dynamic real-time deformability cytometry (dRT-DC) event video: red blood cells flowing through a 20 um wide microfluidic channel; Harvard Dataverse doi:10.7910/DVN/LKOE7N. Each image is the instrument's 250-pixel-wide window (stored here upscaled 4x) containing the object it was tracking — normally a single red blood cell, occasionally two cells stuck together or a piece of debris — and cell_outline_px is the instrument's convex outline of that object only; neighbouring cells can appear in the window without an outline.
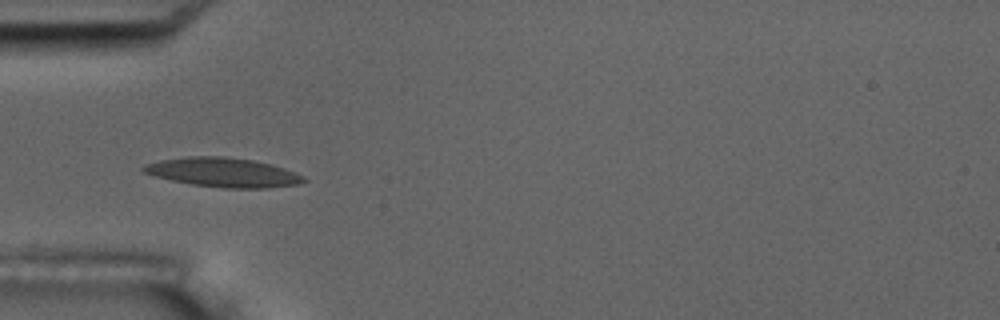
{"species": "common noctule bat (a hibernating species)", "species_latin": "Nyctalus noctula", "temperature_condition": "room temperature", "stored_images_in_passage": 6, "camera_frame_rate_fps": 3000, "um_per_image_px": 0.085, "animal": {"sex": "male", "body_mass_g": 17.5, "forearm_length_mm": 52.3}, "frame": {"image": 1, "passage_image": 6, "time_ms": 5.667, "image_size_px": [1000, 320], "cell_outline_px": [[308, 180], [300, 184], [268, 188], [224, 188], [192, 184], [172, 180], [156, 176], [144, 172], [140, 168], [144, 164], [160, 160], [188, 156], [224, 156], [252, 160], [272, 164], [284, 168], [304, 176]], "centroid_in_image_um": [18.99, 14.65], "position_along_channel_um": 66.0, "area_um2": 27.34}}